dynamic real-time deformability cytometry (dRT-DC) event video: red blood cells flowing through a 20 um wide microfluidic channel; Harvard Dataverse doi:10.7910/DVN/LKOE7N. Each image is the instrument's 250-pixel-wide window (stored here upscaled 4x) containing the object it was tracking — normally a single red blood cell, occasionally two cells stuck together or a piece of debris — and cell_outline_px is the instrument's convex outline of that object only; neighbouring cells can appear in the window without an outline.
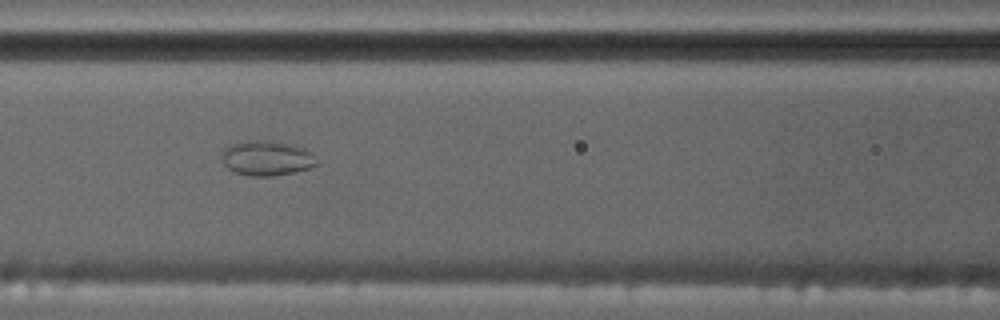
{"species": "common noctule bat (a hibernating species)", "species_latin": "Nyctalus noctula", "temperature_condition": "cold", "stored_images_in_passage": 10, "camera_frame_rate_fps": 3000, "um_per_image_px": 0.085, "animal": {"sex": "male", "body_mass_g": 17.5, "forearm_length_mm": 52.3}, "frame": {"image": 1, "passage_image": 7, "time_ms": 8.333, "image_size_px": [1000, 320], "cell_outline_px": [[316, 164], [308, 168], [296, 172], [272, 176], [252, 176], [236, 172], [228, 168], [224, 164], [220, 152], [228, 144], [244, 140], [268, 140], [292, 144], [304, 148], [316, 160]], "centroid_in_image_um": [22.6, 13.42], "position_along_channel_um": 144.0, "area_um2": 19.36}}